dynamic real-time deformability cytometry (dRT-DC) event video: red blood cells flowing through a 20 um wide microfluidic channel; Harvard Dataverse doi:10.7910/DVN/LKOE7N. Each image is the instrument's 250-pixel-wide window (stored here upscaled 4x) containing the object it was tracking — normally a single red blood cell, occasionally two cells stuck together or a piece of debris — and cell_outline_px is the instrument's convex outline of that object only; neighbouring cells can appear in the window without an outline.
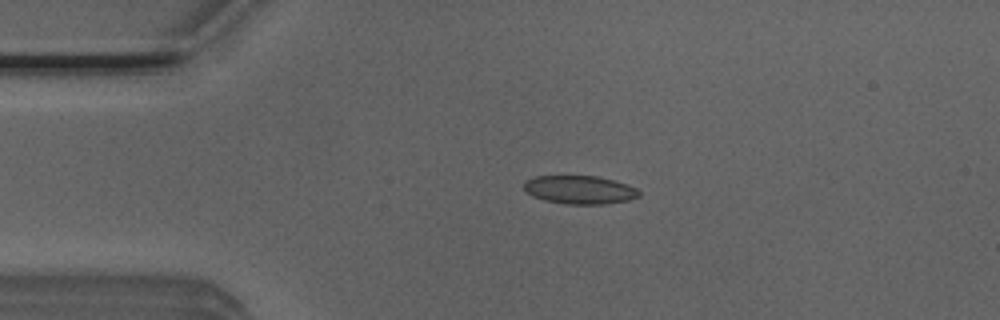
{"species": "Egyptian fruit bat (a non-hibernating species)", "species_latin": "Rousettus aegyptiacus", "temperature_condition": "room temperature", "stored_images_in_passage": 3, "camera_frame_rate_fps": 3000, "um_per_image_px": 0.085, "animal": {"sex": "male"}, "frame": {"image": 1, "passage_image": 2, "time_ms": 0.333, "image_size_px": [1000, 320], "cell_outline_px": [[640, 196], [628, 200], [604, 204], [568, 204], [544, 200], [532, 196], [524, 188], [524, 180], [536, 176], [596, 176], [628, 184], [636, 188], [640, 192]], "centroid_in_image_um": [49.27, 16.13], "position_along_channel_um": 35.7, "area_um2": 18.96}}